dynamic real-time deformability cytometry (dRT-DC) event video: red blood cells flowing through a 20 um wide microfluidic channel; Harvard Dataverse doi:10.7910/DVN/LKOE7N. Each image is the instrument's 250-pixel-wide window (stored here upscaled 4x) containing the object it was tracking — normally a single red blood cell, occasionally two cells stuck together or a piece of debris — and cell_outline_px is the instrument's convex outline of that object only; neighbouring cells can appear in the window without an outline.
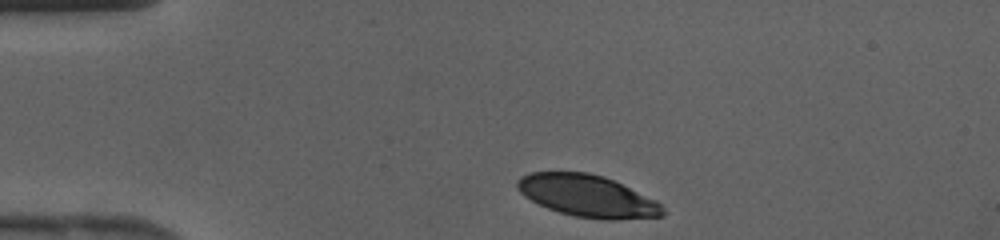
{"species": "human", "species_latin": "Homo sapiens", "temperature_condition": "cold", "stored_images_in_passage": 30, "camera_frame_rate_fps": 3000, "um_per_image_px": 0.085, "donor": {"sex": "female"}, "frame": {"image": 1, "passage_image": 1, "time_ms": 0.0, "image_size_px": [1000, 240], "cell_outline_px": [[668, 212], [664, 216], [616, 220], [604, 220], [576, 216], [560, 212], [548, 208], [524, 196], [516, 188], [516, 180], [520, 176], [528, 172], [588, 172], [604, 176], [656, 200]], "centroid_in_image_um": [49.94, 16.65], "position_along_channel_um": 35.1, "area_um2": 35.66}}
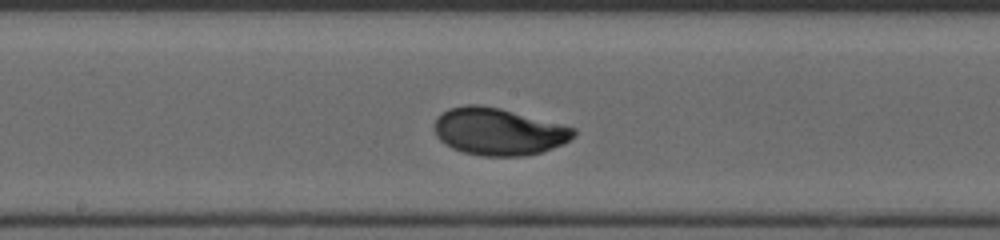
{"frame": {"image": 2, "passage_image": 15, "time_ms": 4.667, "image_size_px": [1000, 240], "cell_outline_px": [[576, 136], [564, 144], [540, 152], [524, 156], [480, 156], [464, 152], [452, 148], [444, 144], [436, 136], [432, 124], [448, 108], [468, 104], [476, 104], [500, 108], [576, 128]], "centroid_in_image_um": [42.37, 11.19], "position_along_channel_um": 205.8, "area_um2": 38.38}}
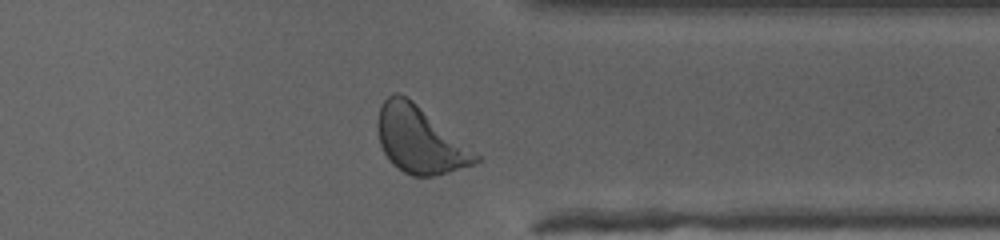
{"frame": {"image": 3, "passage_image": 26, "time_ms": 8.333, "image_size_px": [1000, 240], "cell_outline_px": [[480, 160], [476, 164], [436, 176], [412, 176], [404, 172], [392, 164], [388, 160], [380, 144], [376, 128], [376, 124], [380, 108], [384, 100], [388, 96], [396, 92], [400, 92], [412, 100], [480, 156]], "centroid_in_image_um": [35.65, 11.9], "position_along_channel_um": 375.8, "area_um2": 37.86}}